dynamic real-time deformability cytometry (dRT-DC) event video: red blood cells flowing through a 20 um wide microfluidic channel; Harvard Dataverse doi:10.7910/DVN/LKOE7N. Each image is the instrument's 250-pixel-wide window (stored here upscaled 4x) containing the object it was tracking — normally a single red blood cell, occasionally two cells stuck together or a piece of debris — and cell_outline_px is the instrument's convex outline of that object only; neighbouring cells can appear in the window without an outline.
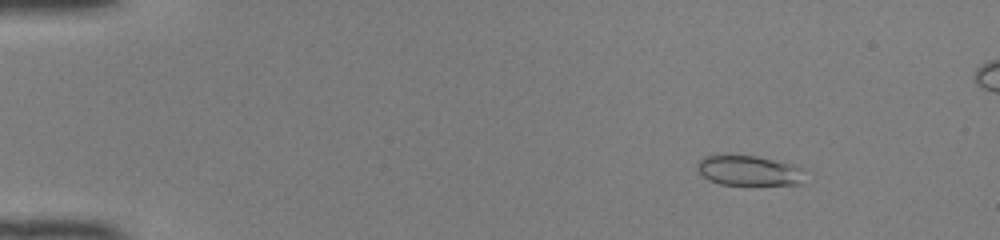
{"species": "common noctule bat (a hibernating species)", "species_latin": "Nyctalus noctula", "temperature_condition": "room temperature", "stored_images_in_passage": 45, "segment_of_instrument_passage": [1, 2], "camera_frame_rate_fps": 3000, "um_per_image_px": 0.085, "animal": {"sex": "female", "body_mass_g": 22.0, "forearm_length_mm": 56.7}, "frame": {"image": 1, "passage_image": 1, "time_ms": 0.0, "image_size_px": [1000, 240], "cell_outline_px": [[804, 184], [720, 184], [708, 180], [696, 168], [696, 164], [704, 156], [756, 156], [792, 164], [804, 168]], "centroid_in_image_um": [63.7, 14.51], "position_along_channel_um": 21.3, "area_um2": 18.67}}
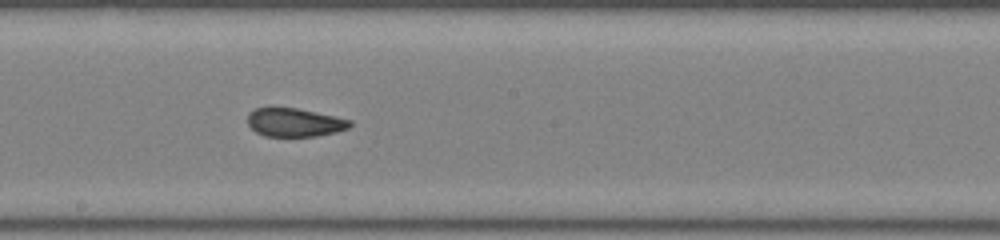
{"frame": {"image": 2, "passage_image": 23, "time_ms": 7.333, "image_size_px": [1000, 240], "cell_outline_px": [[352, 124], [348, 128], [336, 132], [316, 136], [264, 136], [256, 132], [248, 124], [248, 112], [256, 108], [268, 104], [296, 108], [336, 116], [352, 120]], "centroid_in_image_um": [24.99, 10.36], "position_along_channel_um": 223.2, "area_um2": 17.51}}
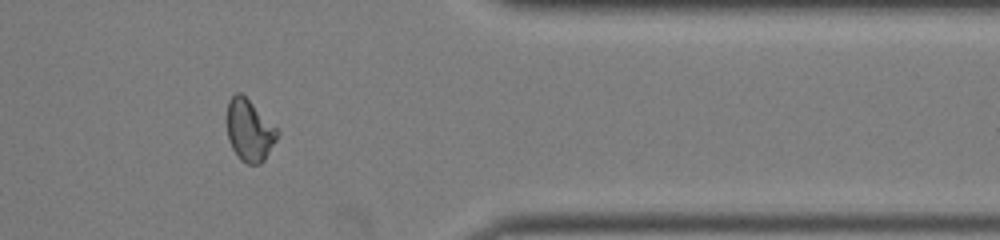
{"frame": {"image": 3, "passage_image": 36, "time_ms": 11.667, "image_size_px": [1000, 240], "cell_outline_px": [[280, 132], [276, 140], [264, 160], [260, 164], [248, 164], [240, 160], [232, 148], [228, 140], [228, 100], [236, 92], [240, 92]], "centroid_in_image_um": [21.19, 11.11], "position_along_channel_um": 390.2, "area_um2": 17.69}}